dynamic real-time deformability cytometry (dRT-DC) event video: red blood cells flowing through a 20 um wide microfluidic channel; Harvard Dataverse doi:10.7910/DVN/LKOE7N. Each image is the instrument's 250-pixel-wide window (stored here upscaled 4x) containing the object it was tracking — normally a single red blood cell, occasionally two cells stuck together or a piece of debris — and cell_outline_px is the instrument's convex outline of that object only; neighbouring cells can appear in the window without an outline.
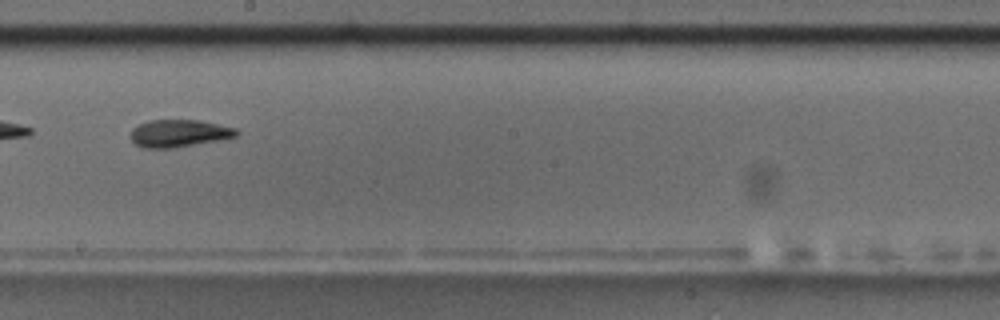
{"species": "common noctule bat (a hibernating species)", "species_latin": "Nyctalus noctula", "temperature_condition": "room temperature", "stored_images_in_passage": 17, "camera_frame_rate_fps": 3000, "um_per_image_px": 0.085, "animal": {"sex": "male", "body_mass_g": 17.5, "forearm_length_mm": 52.3}, "frame": {"image": 1, "passage_image": 10, "time_ms": 10.0, "image_size_px": [1000, 320], "cell_outline_px": [[240, 132], [236, 136], [216, 140], [172, 148], [144, 148], [136, 144], [128, 136], [132, 128], [148, 120], [196, 120], [236, 128]], "centroid_in_image_um": [15.15, 11.33], "position_along_channel_um": 233.0, "area_um2": 16.7}}
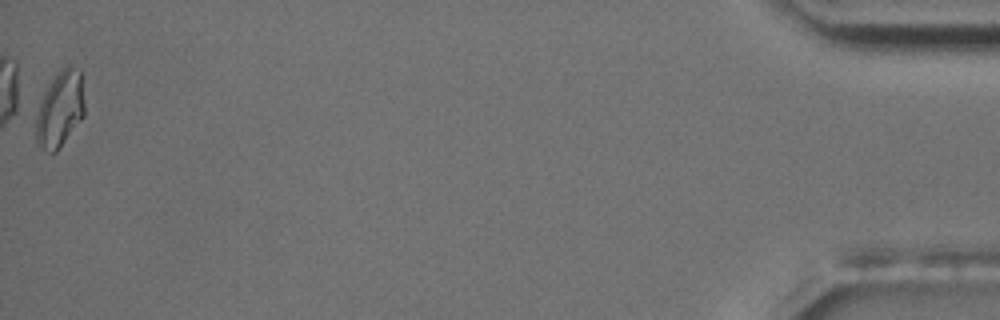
{"frame": {"image": 2, "passage_image": 17, "time_ms": 18.0, "image_size_px": [1000, 320], "cell_outline_px": [[84, 116], [56, 152], [48, 152], [40, 148], [36, 144], [36, 116], [40, 104], [52, 80], [68, 64], [80, 68], [84, 104]], "centroid_in_image_um": [5.11, 9.31], "position_along_channel_um": 430.1, "area_um2": 21.1}, "authors_computed_cell_mechanics": {"area_um2": 17.4556, "velocity_mm_per_s": 3.6282, "shape_relaxation_time_tau1_ms": null, "shape_relaxation_time_tau2_ms": 4.7051, "deformation_change_tau1": null, "deformation_change_tau2": 0.1192}}